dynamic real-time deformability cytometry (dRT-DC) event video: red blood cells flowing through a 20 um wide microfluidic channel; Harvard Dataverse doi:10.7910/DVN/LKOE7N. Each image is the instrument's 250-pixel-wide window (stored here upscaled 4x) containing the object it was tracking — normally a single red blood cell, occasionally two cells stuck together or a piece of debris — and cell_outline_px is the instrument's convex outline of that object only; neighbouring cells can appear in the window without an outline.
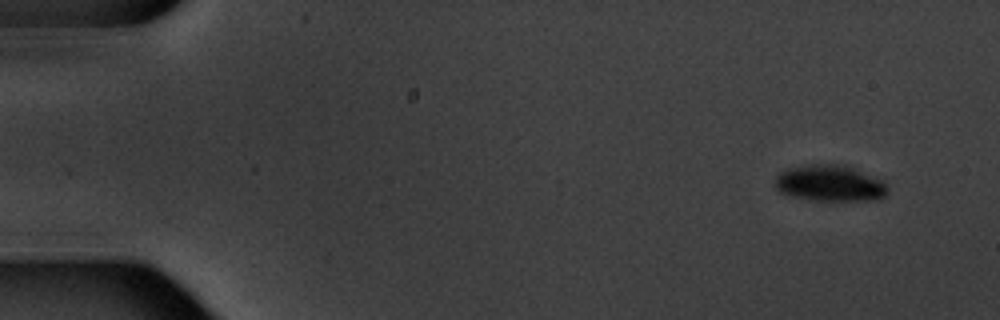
{"species": "common noctule bat (a hibernating species)", "species_latin": "Nyctalus noctula", "temperature_condition": "warm", "stored_images_in_passage": 5, "camera_frame_rate_fps": 3000, "um_per_image_px": 0.085, "animal": {"sex": "male", "body_mass_g": 20.1, "forearm_length_mm": 53.5}, "frame": {"image": 1, "passage_image": 1, "time_ms": 0.0, "image_size_px": [1000, 320], "cell_outline_px": [[888, 192], [880, 200], [812, 200], [792, 196], [780, 192], [776, 188], [776, 176], [780, 172], [788, 168], [812, 164], [840, 164], [852, 168], [880, 180], [888, 188]], "centroid_in_image_um": [70.52, 15.59], "position_along_channel_um": 14.5, "area_um2": 23.47}}
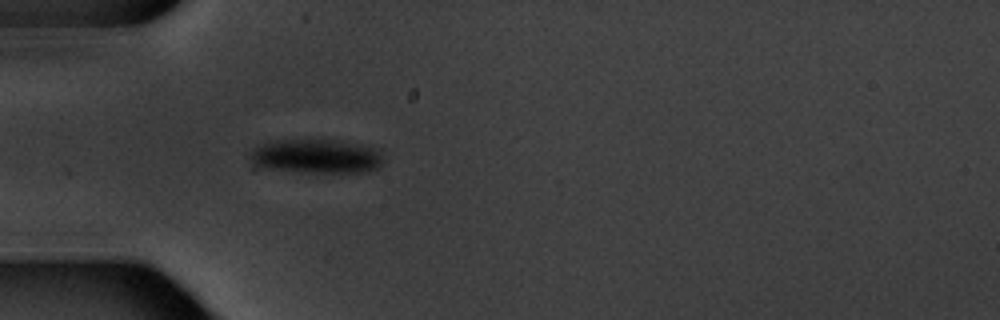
{"frame": {"image": 2, "passage_image": 5, "time_ms": 4.667, "image_size_px": [1000, 320], "cell_outline_px": [[384, 156], [380, 164], [376, 168], [368, 172], [300, 172], [260, 168], [248, 156], [248, 152], [252, 148], [260, 144], [272, 140], [340, 140], [364, 144], [384, 148]], "centroid_in_image_um": [26.93, 13.27], "position_along_channel_um": 58.1, "area_um2": 27.34}}